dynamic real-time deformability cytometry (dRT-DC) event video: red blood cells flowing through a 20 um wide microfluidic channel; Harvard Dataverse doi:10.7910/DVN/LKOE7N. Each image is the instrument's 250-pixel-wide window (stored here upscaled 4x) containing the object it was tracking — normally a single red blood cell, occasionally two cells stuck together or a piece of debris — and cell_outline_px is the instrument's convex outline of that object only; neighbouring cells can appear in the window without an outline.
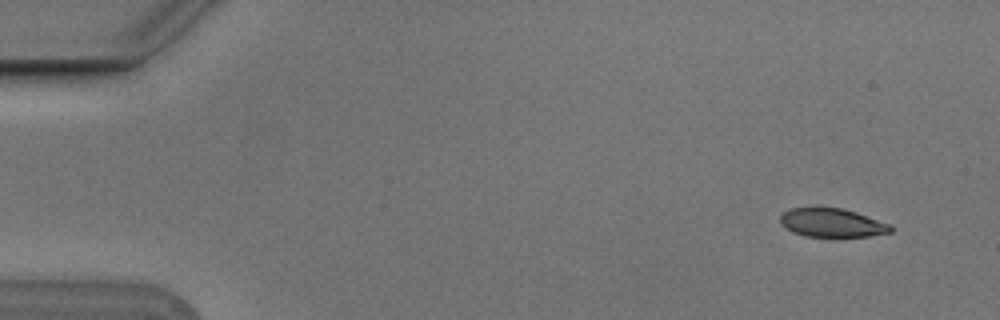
{"species": "Egyptian fruit bat (a non-hibernating species)", "species_latin": "Rousettus aegyptiacus", "temperature_condition": "cold", "stored_images_in_passage": 6, "segment_of_instrument_passage": [2, 2], "camera_frame_rate_fps": 3000, "um_per_image_px": 0.085, "animal": {"sex": "male"}, "frame": {"image": 1, "passage_image": 6, "time_ms": 1.667, "image_size_px": [1000, 320], "cell_outline_px": [[892, 232], [872, 236], [804, 236], [792, 232], [780, 224], [780, 216], [788, 208], [840, 208], [856, 212], [892, 224]], "centroid_in_image_um": [70.73, 18.94], "position_along_channel_um": 14.3, "area_um2": 18.44}}